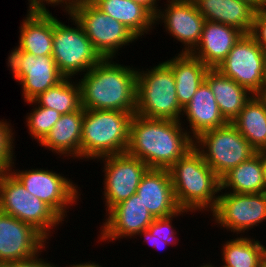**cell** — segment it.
I'll return each instance as SVG.
<instances>
[{"instance_id":"obj_1","label":"cell","mask_w":266,"mask_h":267,"mask_svg":"<svg viewBox=\"0 0 266 267\" xmlns=\"http://www.w3.org/2000/svg\"><path fill=\"white\" fill-rule=\"evenodd\" d=\"M182 121L151 119L134 114L127 153L149 168L169 169L194 148V138Z\"/></svg>"},{"instance_id":"obj_2","label":"cell","mask_w":266,"mask_h":267,"mask_svg":"<svg viewBox=\"0 0 266 267\" xmlns=\"http://www.w3.org/2000/svg\"><path fill=\"white\" fill-rule=\"evenodd\" d=\"M79 79L81 107L87 110L135 112L137 68L101 59Z\"/></svg>"},{"instance_id":"obj_3","label":"cell","mask_w":266,"mask_h":267,"mask_svg":"<svg viewBox=\"0 0 266 267\" xmlns=\"http://www.w3.org/2000/svg\"><path fill=\"white\" fill-rule=\"evenodd\" d=\"M168 170L180 209L192 213L209 209L212 212L215 209L221 190V179L195 148Z\"/></svg>"},{"instance_id":"obj_4","label":"cell","mask_w":266,"mask_h":267,"mask_svg":"<svg viewBox=\"0 0 266 267\" xmlns=\"http://www.w3.org/2000/svg\"><path fill=\"white\" fill-rule=\"evenodd\" d=\"M135 112L118 110L84 111L80 159L95 160L127 152L130 122Z\"/></svg>"},{"instance_id":"obj_5","label":"cell","mask_w":266,"mask_h":267,"mask_svg":"<svg viewBox=\"0 0 266 267\" xmlns=\"http://www.w3.org/2000/svg\"><path fill=\"white\" fill-rule=\"evenodd\" d=\"M182 112L177 99L174 74L165 62L148 71L137 69L136 115L182 121Z\"/></svg>"},{"instance_id":"obj_6","label":"cell","mask_w":266,"mask_h":267,"mask_svg":"<svg viewBox=\"0 0 266 267\" xmlns=\"http://www.w3.org/2000/svg\"><path fill=\"white\" fill-rule=\"evenodd\" d=\"M0 211L32 225L48 240L51 230L64 221L48 204L27 191L10 171L0 175Z\"/></svg>"},{"instance_id":"obj_7","label":"cell","mask_w":266,"mask_h":267,"mask_svg":"<svg viewBox=\"0 0 266 267\" xmlns=\"http://www.w3.org/2000/svg\"><path fill=\"white\" fill-rule=\"evenodd\" d=\"M194 148L220 179L257 153L232 123L200 133Z\"/></svg>"},{"instance_id":"obj_8","label":"cell","mask_w":266,"mask_h":267,"mask_svg":"<svg viewBox=\"0 0 266 267\" xmlns=\"http://www.w3.org/2000/svg\"><path fill=\"white\" fill-rule=\"evenodd\" d=\"M67 12L82 26L102 59L116 58L120 48L140 39L94 3H72Z\"/></svg>"},{"instance_id":"obj_9","label":"cell","mask_w":266,"mask_h":267,"mask_svg":"<svg viewBox=\"0 0 266 267\" xmlns=\"http://www.w3.org/2000/svg\"><path fill=\"white\" fill-rule=\"evenodd\" d=\"M70 27L53 16V51L59 72L65 78H72L80 72H87L102 58L93 48L82 26L68 12ZM75 23V24H74Z\"/></svg>"},{"instance_id":"obj_10","label":"cell","mask_w":266,"mask_h":267,"mask_svg":"<svg viewBox=\"0 0 266 267\" xmlns=\"http://www.w3.org/2000/svg\"><path fill=\"white\" fill-rule=\"evenodd\" d=\"M216 69L255 95L266 81V51L244 34Z\"/></svg>"},{"instance_id":"obj_11","label":"cell","mask_w":266,"mask_h":267,"mask_svg":"<svg viewBox=\"0 0 266 267\" xmlns=\"http://www.w3.org/2000/svg\"><path fill=\"white\" fill-rule=\"evenodd\" d=\"M14 164L9 171L23 184L25 189L48 204L64 220L67 217L66 212H69L67 209L77 203L81 195L78 192V186L73 184L68 177L47 168L46 170L31 168V170L18 171L12 169L13 166L15 168Z\"/></svg>"},{"instance_id":"obj_12","label":"cell","mask_w":266,"mask_h":267,"mask_svg":"<svg viewBox=\"0 0 266 267\" xmlns=\"http://www.w3.org/2000/svg\"><path fill=\"white\" fill-rule=\"evenodd\" d=\"M9 54L7 66L22 87L24 102L33 100L65 78L52 55L35 56L16 47Z\"/></svg>"},{"instance_id":"obj_13","label":"cell","mask_w":266,"mask_h":267,"mask_svg":"<svg viewBox=\"0 0 266 267\" xmlns=\"http://www.w3.org/2000/svg\"><path fill=\"white\" fill-rule=\"evenodd\" d=\"M212 211L213 220L220 227L236 234L244 233L266 220V192L239 194L223 192Z\"/></svg>"},{"instance_id":"obj_14","label":"cell","mask_w":266,"mask_h":267,"mask_svg":"<svg viewBox=\"0 0 266 267\" xmlns=\"http://www.w3.org/2000/svg\"><path fill=\"white\" fill-rule=\"evenodd\" d=\"M104 164L103 199L108 212L121 201L136 193L142 176L149 167L127 152L99 158Z\"/></svg>"},{"instance_id":"obj_15","label":"cell","mask_w":266,"mask_h":267,"mask_svg":"<svg viewBox=\"0 0 266 267\" xmlns=\"http://www.w3.org/2000/svg\"><path fill=\"white\" fill-rule=\"evenodd\" d=\"M167 2L164 11L160 7L154 17L155 24L162 21L166 32L185 46L181 53H190L200 41L206 19L193 0H167Z\"/></svg>"},{"instance_id":"obj_16","label":"cell","mask_w":266,"mask_h":267,"mask_svg":"<svg viewBox=\"0 0 266 267\" xmlns=\"http://www.w3.org/2000/svg\"><path fill=\"white\" fill-rule=\"evenodd\" d=\"M46 240L32 225L0 211V264L37 255L46 248Z\"/></svg>"},{"instance_id":"obj_17","label":"cell","mask_w":266,"mask_h":267,"mask_svg":"<svg viewBox=\"0 0 266 267\" xmlns=\"http://www.w3.org/2000/svg\"><path fill=\"white\" fill-rule=\"evenodd\" d=\"M106 213L108 217L101 226L98 239L107 240L108 243L119 238H134L141 231L146 230L155 219L136 193Z\"/></svg>"},{"instance_id":"obj_18","label":"cell","mask_w":266,"mask_h":267,"mask_svg":"<svg viewBox=\"0 0 266 267\" xmlns=\"http://www.w3.org/2000/svg\"><path fill=\"white\" fill-rule=\"evenodd\" d=\"M136 194L154 218L168 217L180 210L168 169L149 168L142 176Z\"/></svg>"},{"instance_id":"obj_19","label":"cell","mask_w":266,"mask_h":267,"mask_svg":"<svg viewBox=\"0 0 266 267\" xmlns=\"http://www.w3.org/2000/svg\"><path fill=\"white\" fill-rule=\"evenodd\" d=\"M243 35L235 27L206 20L200 41L190 53L209 68H216Z\"/></svg>"},{"instance_id":"obj_20","label":"cell","mask_w":266,"mask_h":267,"mask_svg":"<svg viewBox=\"0 0 266 267\" xmlns=\"http://www.w3.org/2000/svg\"><path fill=\"white\" fill-rule=\"evenodd\" d=\"M19 28L18 50L35 56L52 55L53 15L49 10H28Z\"/></svg>"},{"instance_id":"obj_21","label":"cell","mask_w":266,"mask_h":267,"mask_svg":"<svg viewBox=\"0 0 266 267\" xmlns=\"http://www.w3.org/2000/svg\"><path fill=\"white\" fill-rule=\"evenodd\" d=\"M207 21L232 26L250 34L257 9L244 0H193Z\"/></svg>"},{"instance_id":"obj_22","label":"cell","mask_w":266,"mask_h":267,"mask_svg":"<svg viewBox=\"0 0 266 267\" xmlns=\"http://www.w3.org/2000/svg\"><path fill=\"white\" fill-rule=\"evenodd\" d=\"M183 115L189 123L191 131L189 134H192L194 139L204 131L222 127L228 123L220 113L214 94L205 80L188 105L183 108Z\"/></svg>"},{"instance_id":"obj_23","label":"cell","mask_w":266,"mask_h":267,"mask_svg":"<svg viewBox=\"0 0 266 267\" xmlns=\"http://www.w3.org/2000/svg\"><path fill=\"white\" fill-rule=\"evenodd\" d=\"M84 111L80 107L77 111L62 115L40 143L41 147L48 148L59 156L79 159Z\"/></svg>"},{"instance_id":"obj_24","label":"cell","mask_w":266,"mask_h":267,"mask_svg":"<svg viewBox=\"0 0 266 267\" xmlns=\"http://www.w3.org/2000/svg\"><path fill=\"white\" fill-rule=\"evenodd\" d=\"M205 81L214 94L220 113L228 123H232L253 96L247 89L224 76L216 68L208 70Z\"/></svg>"},{"instance_id":"obj_25","label":"cell","mask_w":266,"mask_h":267,"mask_svg":"<svg viewBox=\"0 0 266 267\" xmlns=\"http://www.w3.org/2000/svg\"><path fill=\"white\" fill-rule=\"evenodd\" d=\"M176 55L164 62L172 69L175 77L177 99L183 109L205 80V75L210 68L191 53L180 52Z\"/></svg>"},{"instance_id":"obj_26","label":"cell","mask_w":266,"mask_h":267,"mask_svg":"<svg viewBox=\"0 0 266 267\" xmlns=\"http://www.w3.org/2000/svg\"><path fill=\"white\" fill-rule=\"evenodd\" d=\"M94 4L104 13L124 24L138 38L155 25L154 16L132 0H97Z\"/></svg>"},{"instance_id":"obj_27","label":"cell","mask_w":266,"mask_h":267,"mask_svg":"<svg viewBox=\"0 0 266 267\" xmlns=\"http://www.w3.org/2000/svg\"><path fill=\"white\" fill-rule=\"evenodd\" d=\"M239 194H256L266 192L263 178L262 151L249 160L231 169L221 178V190Z\"/></svg>"},{"instance_id":"obj_28","label":"cell","mask_w":266,"mask_h":267,"mask_svg":"<svg viewBox=\"0 0 266 267\" xmlns=\"http://www.w3.org/2000/svg\"><path fill=\"white\" fill-rule=\"evenodd\" d=\"M256 152L266 150V107L255 95L232 121Z\"/></svg>"},{"instance_id":"obj_29","label":"cell","mask_w":266,"mask_h":267,"mask_svg":"<svg viewBox=\"0 0 266 267\" xmlns=\"http://www.w3.org/2000/svg\"><path fill=\"white\" fill-rule=\"evenodd\" d=\"M222 267H261L266 258V247L257 239L243 235L222 246Z\"/></svg>"},{"instance_id":"obj_30","label":"cell","mask_w":266,"mask_h":267,"mask_svg":"<svg viewBox=\"0 0 266 267\" xmlns=\"http://www.w3.org/2000/svg\"><path fill=\"white\" fill-rule=\"evenodd\" d=\"M71 80L73 79L64 78L57 85L40 93L33 99L34 103L56 110L61 115L77 111L81 107L80 85Z\"/></svg>"},{"instance_id":"obj_31","label":"cell","mask_w":266,"mask_h":267,"mask_svg":"<svg viewBox=\"0 0 266 267\" xmlns=\"http://www.w3.org/2000/svg\"><path fill=\"white\" fill-rule=\"evenodd\" d=\"M28 103L35 104V107L31 109L33 111H30L31 113H28L29 115L26 116V125L29 128L28 134L40 144L62 115L56 110L37 106L33 100L27 101Z\"/></svg>"},{"instance_id":"obj_32","label":"cell","mask_w":266,"mask_h":267,"mask_svg":"<svg viewBox=\"0 0 266 267\" xmlns=\"http://www.w3.org/2000/svg\"><path fill=\"white\" fill-rule=\"evenodd\" d=\"M186 212V213H185ZM190 212L188 210L180 209L177 213L163 218H155L151 225L146 229L141 231L138 235H143L144 239H159L165 241L168 245H174L178 242L177 233L172 226V220L178 215H183V213L187 214ZM175 241V242H174ZM174 243V244H172Z\"/></svg>"},{"instance_id":"obj_33","label":"cell","mask_w":266,"mask_h":267,"mask_svg":"<svg viewBox=\"0 0 266 267\" xmlns=\"http://www.w3.org/2000/svg\"><path fill=\"white\" fill-rule=\"evenodd\" d=\"M9 122L0 120V175L8 172L15 159L14 154V132ZM13 144V145H12ZM14 154V155H13Z\"/></svg>"},{"instance_id":"obj_34","label":"cell","mask_w":266,"mask_h":267,"mask_svg":"<svg viewBox=\"0 0 266 267\" xmlns=\"http://www.w3.org/2000/svg\"><path fill=\"white\" fill-rule=\"evenodd\" d=\"M250 35L266 51V13L262 9L256 11Z\"/></svg>"},{"instance_id":"obj_35","label":"cell","mask_w":266,"mask_h":267,"mask_svg":"<svg viewBox=\"0 0 266 267\" xmlns=\"http://www.w3.org/2000/svg\"><path fill=\"white\" fill-rule=\"evenodd\" d=\"M39 256H41V253L40 255L38 253L37 255L26 260L2 263L0 264V267H57L58 266L54 265L53 263L51 264V262L47 263V261H45L42 258H39Z\"/></svg>"},{"instance_id":"obj_36","label":"cell","mask_w":266,"mask_h":267,"mask_svg":"<svg viewBox=\"0 0 266 267\" xmlns=\"http://www.w3.org/2000/svg\"><path fill=\"white\" fill-rule=\"evenodd\" d=\"M28 1H29L28 10H48V8H46L45 5L50 4L51 6L54 7L57 5L59 6L60 4L62 8H65L63 11L67 12L73 0H28Z\"/></svg>"},{"instance_id":"obj_37","label":"cell","mask_w":266,"mask_h":267,"mask_svg":"<svg viewBox=\"0 0 266 267\" xmlns=\"http://www.w3.org/2000/svg\"><path fill=\"white\" fill-rule=\"evenodd\" d=\"M135 3H138L145 7L154 17L157 15L159 6L157 1L159 0H132Z\"/></svg>"},{"instance_id":"obj_38","label":"cell","mask_w":266,"mask_h":267,"mask_svg":"<svg viewBox=\"0 0 266 267\" xmlns=\"http://www.w3.org/2000/svg\"><path fill=\"white\" fill-rule=\"evenodd\" d=\"M257 97L266 107V81L260 87V90L255 94Z\"/></svg>"},{"instance_id":"obj_39","label":"cell","mask_w":266,"mask_h":267,"mask_svg":"<svg viewBox=\"0 0 266 267\" xmlns=\"http://www.w3.org/2000/svg\"><path fill=\"white\" fill-rule=\"evenodd\" d=\"M148 242L152 247H155V249H160V248H164V246L166 247L167 243L163 240H159V239H144V242ZM148 244V245H149ZM161 250V249H160Z\"/></svg>"},{"instance_id":"obj_40","label":"cell","mask_w":266,"mask_h":267,"mask_svg":"<svg viewBox=\"0 0 266 267\" xmlns=\"http://www.w3.org/2000/svg\"><path fill=\"white\" fill-rule=\"evenodd\" d=\"M248 3H250L253 7H255L257 10L263 9L266 0H244Z\"/></svg>"},{"instance_id":"obj_41","label":"cell","mask_w":266,"mask_h":267,"mask_svg":"<svg viewBox=\"0 0 266 267\" xmlns=\"http://www.w3.org/2000/svg\"><path fill=\"white\" fill-rule=\"evenodd\" d=\"M68 267V266H65ZM69 267H102L101 265L99 266V264L94 263V262H84V263H78V264H71Z\"/></svg>"},{"instance_id":"obj_42","label":"cell","mask_w":266,"mask_h":267,"mask_svg":"<svg viewBox=\"0 0 266 267\" xmlns=\"http://www.w3.org/2000/svg\"><path fill=\"white\" fill-rule=\"evenodd\" d=\"M262 166H263V178L266 187V150L262 151Z\"/></svg>"},{"instance_id":"obj_43","label":"cell","mask_w":266,"mask_h":267,"mask_svg":"<svg viewBox=\"0 0 266 267\" xmlns=\"http://www.w3.org/2000/svg\"><path fill=\"white\" fill-rule=\"evenodd\" d=\"M97 0H73L72 3H94Z\"/></svg>"},{"instance_id":"obj_44","label":"cell","mask_w":266,"mask_h":267,"mask_svg":"<svg viewBox=\"0 0 266 267\" xmlns=\"http://www.w3.org/2000/svg\"><path fill=\"white\" fill-rule=\"evenodd\" d=\"M200 267H216V266L212 265V263L211 264L210 263L209 264L207 263V264L202 265Z\"/></svg>"},{"instance_id":"obj_45","label":"cell","mask_w":266,"mask_h":267,"mask_svg":"<svg viewBox=\"0 0 266 267\" xmlns=\"http://www.w3.org/2000/svg\"><path fill=\"white\" fill-rule=\"evenodd\" d=\"M261 267H266V258L263 260Z\"/></svg>"},{"instance_id":"obj_46","label":"cell","mask_w":266,"mask_h":267,"mask_svg":"<svg viewBox=\"0 0 266 267\" xmlns=\"http://www.w3.org/2000/svg\"><path fill=\"white\" fill-rule=\"evenodd\" d=\"M262 10L266 13V3H265V5H264Z\"/></svg>"}]
</instances>
